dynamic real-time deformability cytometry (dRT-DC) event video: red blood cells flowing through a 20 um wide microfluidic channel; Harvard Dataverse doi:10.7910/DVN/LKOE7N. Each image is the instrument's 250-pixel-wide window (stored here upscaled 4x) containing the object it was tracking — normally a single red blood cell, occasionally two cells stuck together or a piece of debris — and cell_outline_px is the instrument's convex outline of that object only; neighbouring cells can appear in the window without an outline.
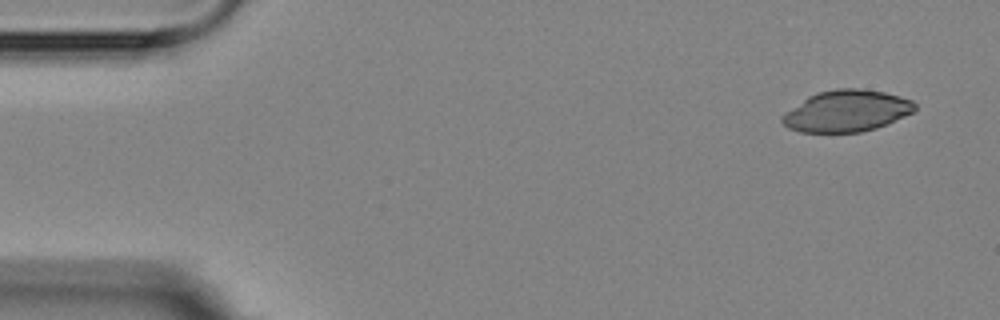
{"species": "Egyptian fruit bat (a non-hibernating species)", "species_latin": "Rousettus aegyptiacus", "temperature_condition": "room temperature", "stored_images_in_passage": 4, "camera_frame_rate_fps": 3000, "um_per_image_px": 0.085, "animal": {"sex": "female"}, "frame": {"image": 1, "passage_image": 1, "time_ms": 0.0, "image_size_px": [1000, 320], "cell_outline_px": [[916, 108], [912, 112], [904, 116], [876, 128], [860, 132], [800, 132], [788, 128], [780, 120], [780, 116], [784, 112], [808, 96], [816, 92], [836, 88], [860, 88], [884, 92], [900, 96], [912, 100], [916, 104]], "centroid_in_image_um": [71.92, 9.42], "position_along_channel_um": 13.1, "area_um2": 32.19}}
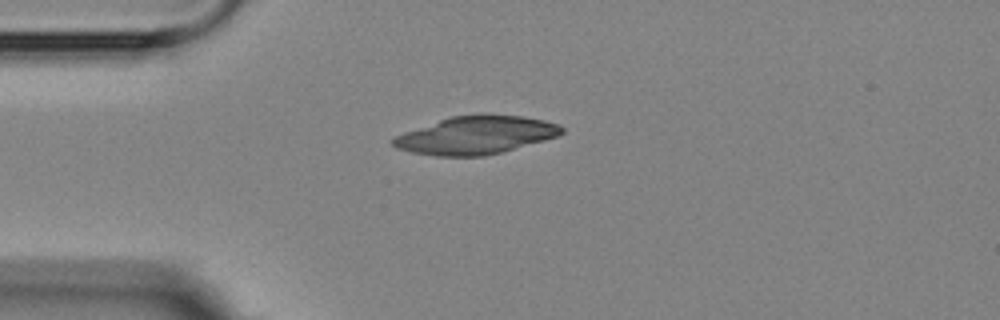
{"frame": {"image": 2, "passage_image": 4, "time_ms": 3.333, "image_size_px": [1000, 320], "cell_outline_px": [[564, 132], [560, 136], [500, 152], [484, 156], [436, 156], [412, 152], [396, 148], [388, 140], [404, 132], [452, 116], [480, 112], [488, 112], [524, 116], [544, 120], [560, 124], [564, 128]], "centroid_in_image_um": [40.49, 11.46], "position_along_channel_um": 44.5, "area_um2": 37.86}}